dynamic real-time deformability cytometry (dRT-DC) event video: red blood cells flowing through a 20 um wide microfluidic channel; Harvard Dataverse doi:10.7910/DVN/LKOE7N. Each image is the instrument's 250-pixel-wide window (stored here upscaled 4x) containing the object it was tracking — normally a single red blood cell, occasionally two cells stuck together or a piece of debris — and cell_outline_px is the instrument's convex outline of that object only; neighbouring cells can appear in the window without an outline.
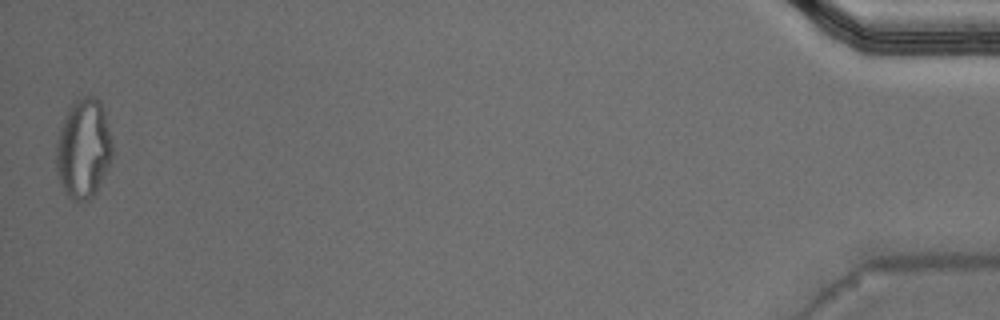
{"species": "Egyptian fruit bat (a non-hibernating species)", "species_latin": "Rousettus aegyptiacus", "temperature_condition": "warm", "stored_images_in_passage": 41, "camera_frame_rate_fps": 3000, "um_per_image_px": 0.085, "animal": {"sex": "male"}, "frame": {"image": 1, "passage_image": 41, "time_ms": 13.333, "image_size_px": [1000, 320], "cell_outline_px": [[112, 156], [108, 168], [96, 192], [88, 200], [72, 200], [64, 192], [56, 168], [56, 144], [60, 128], [68, 104], [84, 96], [92, 96], [100, 100], [104, 112], [112, 140]], "centroid_in_image_um": [7.08, 12.61], "position_along_channel_um": 428.1, "area_um2": 32.71}, "authors_computed_cell_mechanics": {"area_um2": 19.8832, "velocity_mm_per_s": 3.8174, "shape_relaxation_time_tau1_ms": null, "shape_relaxation_time_tau2_ms": 1.5261, "deformation_change_tau1": null, "deformation_change_tau2": 0.0919}}